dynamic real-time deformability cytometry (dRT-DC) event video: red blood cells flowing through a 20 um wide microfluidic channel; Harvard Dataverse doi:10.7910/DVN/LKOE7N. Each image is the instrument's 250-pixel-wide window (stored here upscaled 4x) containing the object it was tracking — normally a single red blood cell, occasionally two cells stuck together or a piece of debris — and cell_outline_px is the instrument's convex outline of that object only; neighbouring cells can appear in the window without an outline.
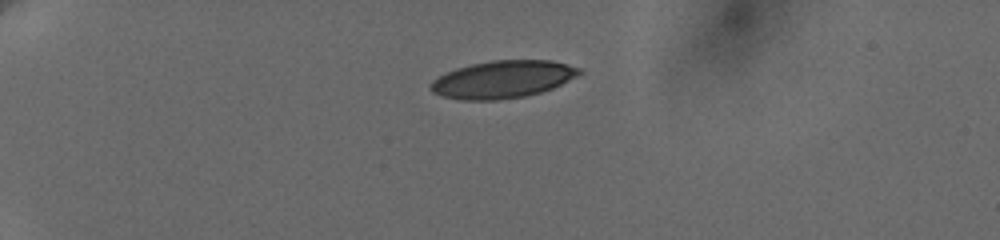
{"species": "human", "species_latin": "Homo sapiens", "temperature_condition": "cold", "stored_images_in_passage": 2, "camera_frame_rate_fps": 3000, "um_per_image_px": 0.085, "donor": {"sex": "female"}, "frame": {"image": 1, "passage_image": 1, "time_ms": 0.0, "image_size_px": [1000, 240], "cell_outline_px": [[580, 72], [576, 76], [552, 88], [540, 92], [524, 96], [496, 100], [464, 100], [444, 96], [432, 92], [432, 80], [456, 68], [472, 64], [492, 60], [552, 60], [580, 68]], "centroid_in_image_um": [42.73, 6.74], "position_along_channel_um": 42.3, "area_um2": 31.91}}